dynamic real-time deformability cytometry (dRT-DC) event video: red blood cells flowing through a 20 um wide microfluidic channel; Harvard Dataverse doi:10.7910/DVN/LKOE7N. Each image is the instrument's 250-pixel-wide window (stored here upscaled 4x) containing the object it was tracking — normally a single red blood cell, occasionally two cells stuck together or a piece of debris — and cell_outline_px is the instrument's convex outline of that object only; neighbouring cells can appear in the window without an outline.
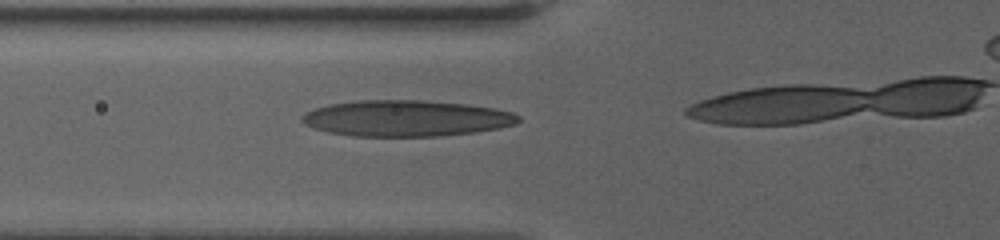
{"species": "human", "species_latin": "Homo sapiens", "temperature_condition": "warm", "stored_images_in_passage": 17, "camera_frame_rate_fps": 3000, "um_per_image_px": 0.085, "donor": {"sex": "female"}, "frame": {"image": 1, "passage_image": 15, "time_ms": 3.0, "image_size_px": [1000, 240], "cell_outline_px": [[520, 120], [516, 124], [500, 128], [472, 132], [440, 136], [352, 136], [328, 132], [304, 124], [300, 120], [300, 116], [316, 108], [328, 104], [360, 100], [424, 100], [468, 104], [496, 108], [512, 112], [520, 116]], "centroid_in_image_um": [34.55, 10.05], "position_along_channel_um": 91.3, "area_um2": 45.66}}